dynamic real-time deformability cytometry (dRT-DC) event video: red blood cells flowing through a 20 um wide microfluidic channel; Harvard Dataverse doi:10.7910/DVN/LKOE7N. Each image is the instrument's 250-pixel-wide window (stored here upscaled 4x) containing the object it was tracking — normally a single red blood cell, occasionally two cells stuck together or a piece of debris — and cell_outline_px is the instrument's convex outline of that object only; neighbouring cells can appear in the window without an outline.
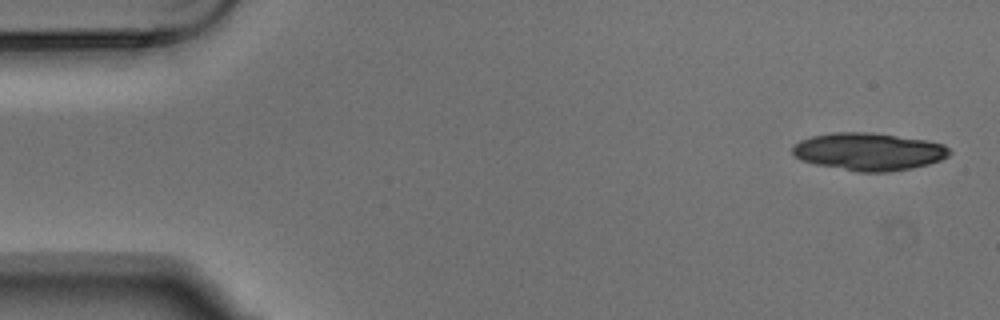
{"species": "Egyptian fruit bat (a non-hibernating species)", "species_latin": "Rousettus aegyptiacus", "temperature_condition": "warm", "stored_images_in_passage": 5, "camera_frame_rate_fps": 3000, "um_per_image_px": 0.085, "animal": {"sex": "male"}, "frame": {"image": 1, "passage_image": 1, "time_ms": 0.0, "image_size_px": [1000, 320], "cell_outline_px": [[952, 152], [948, 156], [940, 160], [928, 164], [912, 168], [888, 172], [856, 172], [816, 164], [800, 160], [792, 152], [792, 148], [800, 140], [812, 136], [832, 132], [872, 132], [928, 140], [944, 144]], "centroid_in_image_um": [73.86, 12.88], "position_along_channel_um": 11.1, "area_um2": 34.56}}
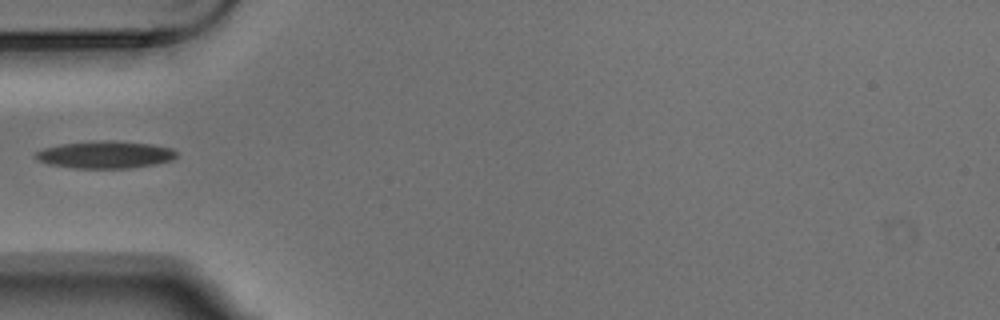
{"frame": {"image": 2, "passage_image": 4, "time_ms": 1.0, "image_size_px": [1000, 320], "cell_outline_px": [[176, 156], [172, 160], [156, 164], [128, 168], [76, 168], [48, 164], [36, 160], [36, 152], [44, 148], [60, 144], [96, 140], [116, 140], [152, 144], [172, 148], [176, 152]], "centroid_in_image_um": [8.95, 13.13], "position_along_channel_um": 76.1, "area_um2": 22.54}}
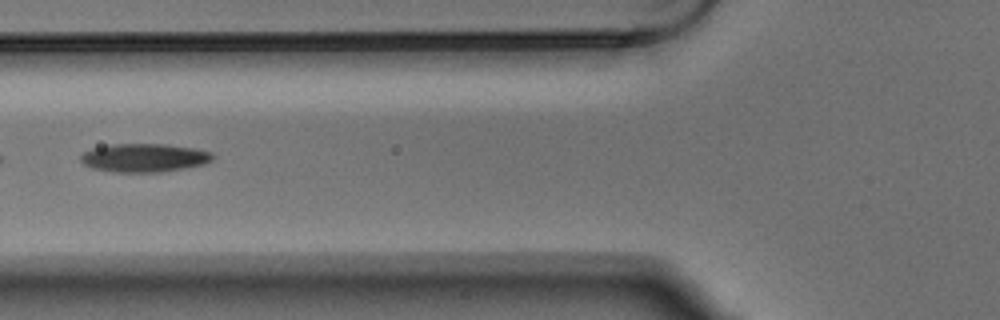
{"frame": {"image": 3, "passage_image": 5, "time_ms": 1.333, "image_size_px": [1000, 320], "cell_outline_px": [[216, 156], [212, 160], [204, 164], [184, 168], [160, 172], [112, 172], [92, 168], [84, 164], [80, 160], [80, 156], [84, 152], [92, 148], [112, 144], [168, 144], [196, 148], [212, 152]], "centroid_in_image_um": [12.28, 13.4], "position_along_channel_um": 113.5, "area_um2": 22.08}}